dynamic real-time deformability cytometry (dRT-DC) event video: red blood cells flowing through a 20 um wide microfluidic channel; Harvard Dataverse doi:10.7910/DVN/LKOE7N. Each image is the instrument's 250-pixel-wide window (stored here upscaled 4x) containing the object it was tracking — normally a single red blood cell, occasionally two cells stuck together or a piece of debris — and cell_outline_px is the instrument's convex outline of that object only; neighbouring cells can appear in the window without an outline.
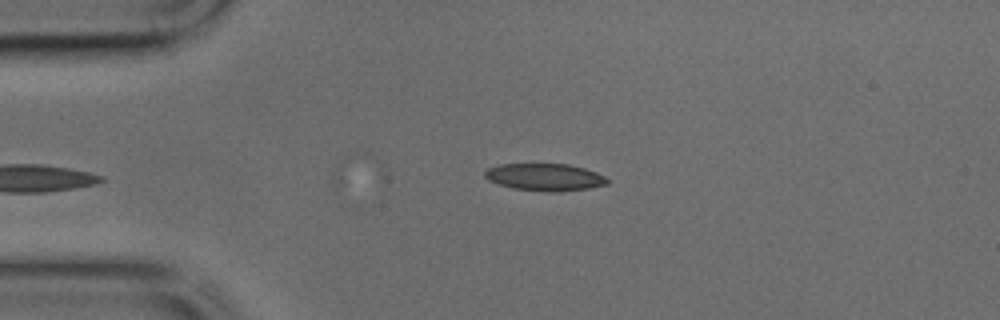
{"species": "common noctule bat (a hibernating species)", "species_latin": "Nyctalus noctula", "temperature_condition": "cold", "stored_images_in_passage": 29, "camera_frame_rate_fps": 3000, "um_per_image_px": 0.085, "animal": {"sex": "male", "body_mass_g": 17.9, "forearm_length_mm": 54.2}, "frame": {"image": 1, "passage_image": 1, "time_ms": 0.0, "image_size_px": [1000, 320], "cell_outline_px": [[608, 184], [588, 188], [560, 192], [552, 192], [512, 188], [488, 180], [484, 176], [484, 172], [488, 168], [500, 164], [568, 164], [584, 168], [596, 172], [604, 176], [608, 180]], "centroid_in_image_um": [46.31, 15.05], "position_along_channel_um": 38.7, "area_um2": 19.36}}
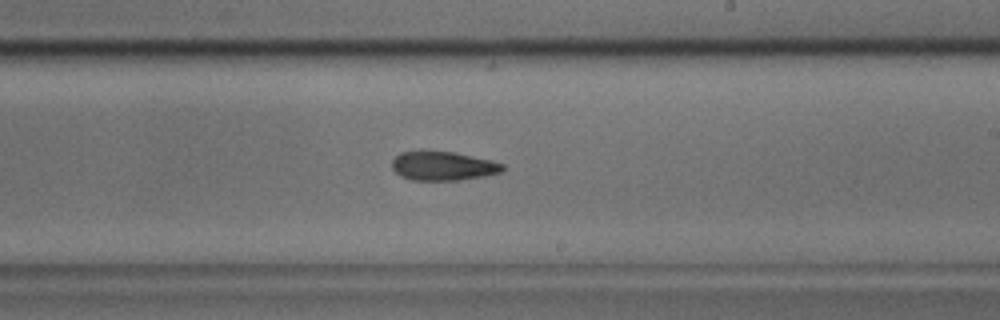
{"frame": {"image": 2, "passage_image": 17, "time_ms": 5.333, "image_size_px": [1000, 320], "cell_outline_px": [[504, 168], [500, 172], [484, 176], [460, 180], [412, 180], [400, 176], [392, 168], [392, 160], [400, 152], [420, 148], [452, 152], [492, 160], [504, 164]], "centroid_in_image_um": [37.6, 14.07], "position_along_channel_um": 251.4, "area_um2": 19.19}}
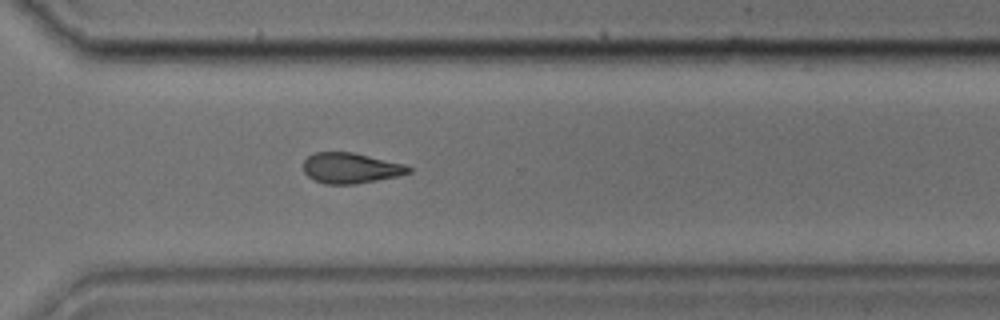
{"frame": {"image": 3, "passage_image": 23, "time_ms": 7.333, "image_size_px": [1000, 320], "cell_outline_px": [[412, 172], [396, 176], [356, 184], [324, 184], [308, 176], [304, 172], [304, 160], [308, 156], [316, 152], [352, 152], [404, 164], [412, 168]], "centroid_in_image_um": [29.8, 14.28], "position_along_channel_um": 340.8, "area_um2": 18.55}}